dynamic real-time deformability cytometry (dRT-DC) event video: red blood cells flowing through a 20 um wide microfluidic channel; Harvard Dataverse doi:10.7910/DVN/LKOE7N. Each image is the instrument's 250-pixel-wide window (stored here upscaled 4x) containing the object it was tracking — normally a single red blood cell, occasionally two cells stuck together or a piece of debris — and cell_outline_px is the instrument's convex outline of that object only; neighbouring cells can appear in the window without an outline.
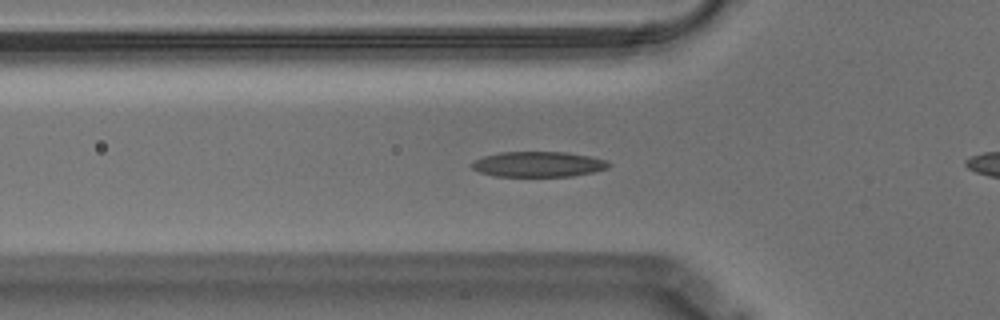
{"species": "Egyptian fruit bat (a non-hibernating species)", "species_latin": "Rousettus aegyptiacus", "temperature_condition": "warm", "stored_images_in_passage": 49, "camera_frame_rate_fps": 3000, "um_per_image_px": 0.085, "animal": {"sex": "male"}, "frame": {"image": 1, "passage_image": 10, "time_ms": 3.0, "image_size_px": [1000, 320], "cell_outline_px": [[612, 164], [608, 168], [592, 172], [572, 176], [496, 176], [480, 172], [472, 168], [472, 164], [476, 160], [484, 156], [500, 152], [568, 152], [592, 156], [608, 160]], "centroid_in_image_um": [45.82, 13.95], "position_along_channel_um": 80.0, "area_um2": 20.23}}
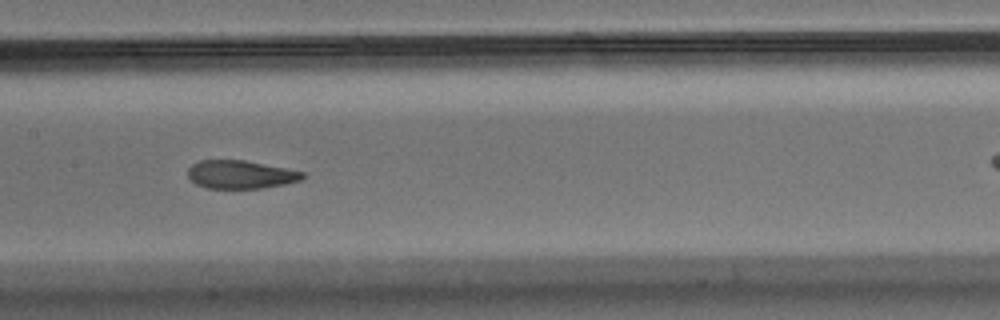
{"frame": {"image": 2, "passage_image": 19, "time_ms": 6.0, "image_size_px": [1000, 320], "cell_outline_px": [[304, 176], [300, 180], [284, 184], [260, 188], [208, 188], [196, 184], [188, 176], [188, 168], [192, 164], [200, 160], [244, 160], [304, 172]], "centroid_in_image_um": [20.41, 14.83], "position_along_channel_um": 187.0, "area_um2": 18.61}}
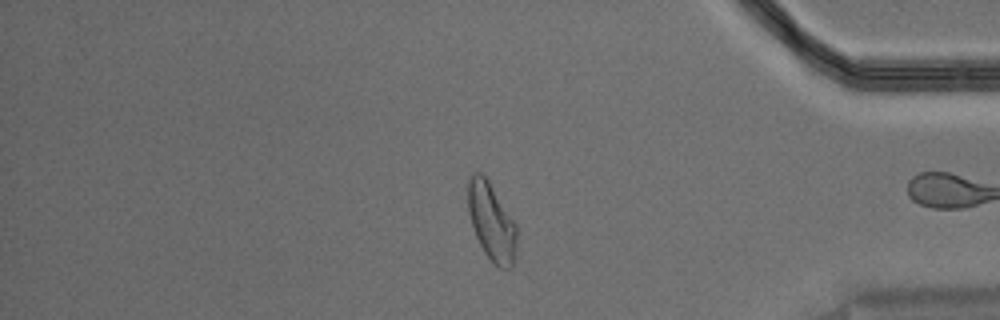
{"frame": {"image": 3, "passage_image": 39, "time_ms": 12.667, "image_size_px": [1000, 320], "cell_outline_px": [[516, 252], [512, 264], [508, 268], [500, 268], [484, 252], [476, 236], [468, 212], [468, 180], [472, 172], [480, 172], [488, 180], [516, 224]], "centroid_in_image_um": [41.77, 18.82], "position_along_channel_um": 393.4, "area_um2": 21.68}, "authors_computed_cell_mechanics": {"area_um2": 20.4034, "velocity_mm_per_s": 3.5199, "shape_relaxation_time_tau1_ms": 6.3219, "shape_relaxation_time_tau2_ms": 1.6627, "deformation_change_tau1": 0.2064, "deformation_change_tau2": 0.0875}}